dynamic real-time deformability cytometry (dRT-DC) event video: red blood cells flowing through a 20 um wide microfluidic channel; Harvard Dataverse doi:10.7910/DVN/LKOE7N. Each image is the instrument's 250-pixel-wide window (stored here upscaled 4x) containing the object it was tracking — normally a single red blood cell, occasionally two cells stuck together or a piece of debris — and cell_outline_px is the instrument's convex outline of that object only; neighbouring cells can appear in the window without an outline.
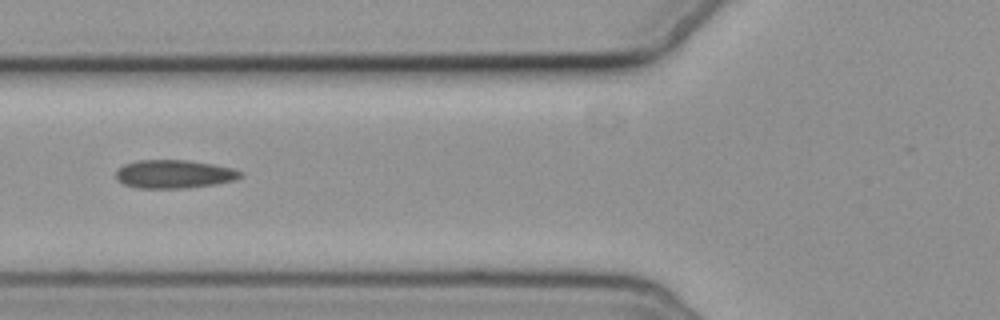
{"species": "common noctule bat (a hibernating species)", "species_latin": "Nyctalus noctula", "temperature_condition": "cold", "stored_images_in_passage": 3, "camera_frame_rate_fps": 3000, "um_per_image_px": 0.085, "animal": {"sex": "female", "body_mass_g": 19.3, "forearm_length_mm": 54.1}, "frame": {"image": 1, "passage_image": 2, "time_ms": 1.333, "image_size_px": [1000, 320], "cell_outline_px": [[244, 176], [236, 180], [216, 184], [188, 188], [136, 188], [124, 184], [116, 180], [116, 172], [124, 164], [136, 160], [188, 160], [212, 164], [232, 168], [244, 172]], "centroid_in_image_um": [14.83, 14.8], "position_along_channel_um": 111.0, "area_um2": 20.81}}